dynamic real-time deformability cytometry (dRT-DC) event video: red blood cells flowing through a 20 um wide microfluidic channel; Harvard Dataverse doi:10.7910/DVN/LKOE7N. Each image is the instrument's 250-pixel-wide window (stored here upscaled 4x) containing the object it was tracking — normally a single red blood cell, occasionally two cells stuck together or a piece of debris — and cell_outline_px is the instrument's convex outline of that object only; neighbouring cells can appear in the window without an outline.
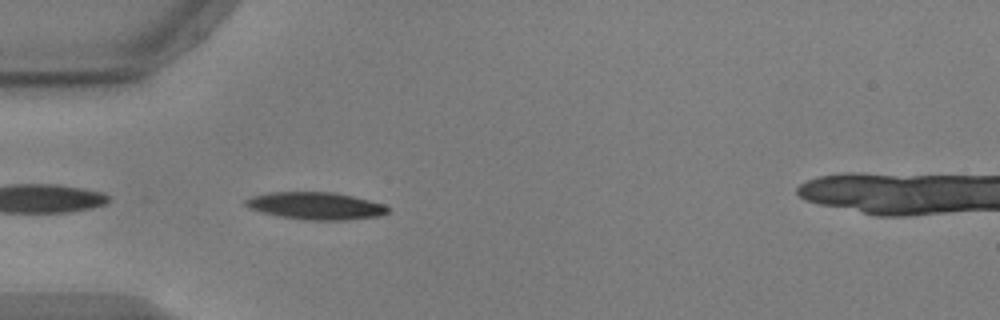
{"species": "common noctule bat (a hibernating species)", "species_latin": "Nyctalus noctula", "temperature_condition": "warm", "stored_images_in_passage": 32, "camera_frame_rate_fps": 3000, "um_per_image_px": 0.085, "animal": {"sex": "male", "body_mass_g": 17.9, "forearm_length_mm": 54.2}, "frame": {"image": 1, "passage_image": 2, "time_ms": 0.333, "image_size_px": [1000, 320], "cell_outline_px": [[388, 212], [380, 216], [344, 220], [304, 220], [280, 216], [248, 208], [244, 204], [244, 200], [252, 196], [268, 192], [332, 192], [352, 196], [384, 204], [388, 208]], "centroid_in_image_um": [26.81, 17.49], "position_along_channel_um": 58.2, "area_um2": 22.54}}
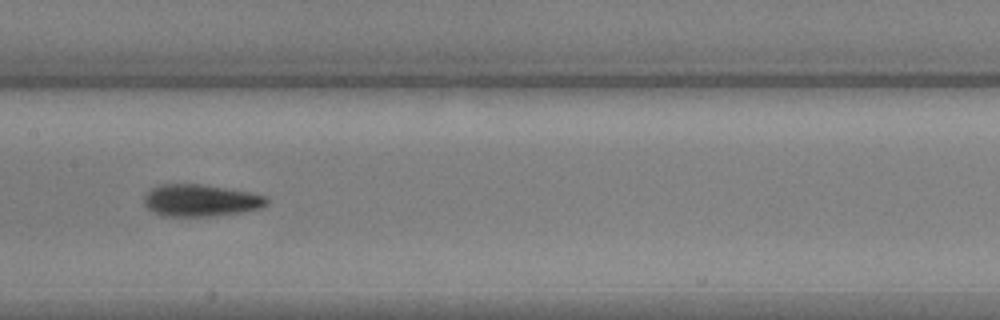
{"frame": {"image": 2, "passage_image": 13, "time_ms": 4.0, "image_size_px": [1000, 320], "cell_outline_px": [[268, 204], [260, 208], [240, 212], [212, 216], [164, 216], [148, 208], [144, 204], [144, 196], [152, 188], [160, 184], [204, 184], [248, 192], [264, 196], [268, 200]], "centroid_in_image_um": [17.04, 17.03], "position_along_channel_um": 190.4, "area_um2": 22.66}}
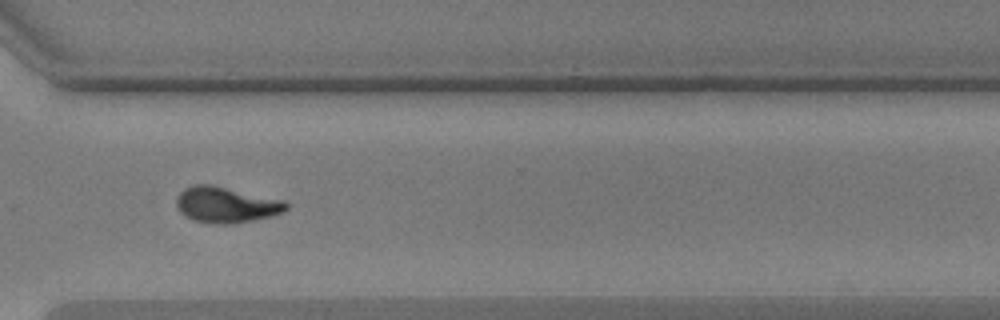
{"frame": {"image": 3, "passage_image": 26, "time_ms": 8.333, "image_size_px": [1000, 320], "cell_outline_px": [[288, 208], [284, 212], [272, 216], [236, 224], [212, 224], [196, 220], [180, 212], [176, 204], [176, 196], [184, 188], [192, 184], [212, 184], [284, 200], [288, 204]], "centroid_in_image_um": [19.24, 17.4], "position_along_channel_um": 351.4, "area_um2": 23.18}, "authors_computed_cell_mechanics": {"area_um2": 22.6865, "velocity_mm_per_s": 3.7219, "shape_relaxation_time_tau1_ms": 4.1561, "shape_relaxation_time_tau2_ms": 2.1498, "deformation_change_tau1": 0.1743, "deformation_change_tau2": 0.0753}}